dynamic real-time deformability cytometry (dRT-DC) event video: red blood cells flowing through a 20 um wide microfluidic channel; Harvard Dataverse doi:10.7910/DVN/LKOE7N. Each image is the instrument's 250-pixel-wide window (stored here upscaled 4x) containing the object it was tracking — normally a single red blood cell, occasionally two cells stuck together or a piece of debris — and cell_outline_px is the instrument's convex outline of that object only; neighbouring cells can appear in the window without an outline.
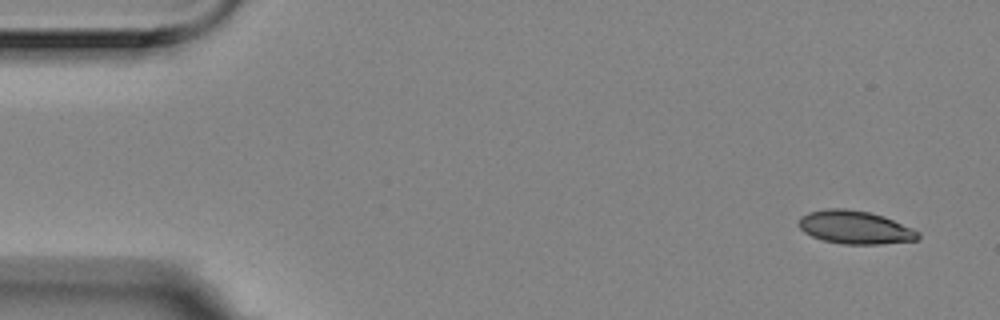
{"species": "Egyptian fruit bat (a non-hibernating species)", "species_latin": "Rousettus aegyptiacus", "temperature_condition": "room temperature", "stored_images_in_passage": 8, "camera_frame_rate_fps": 3000, "um_per_image_px": 0.085, "animal": {"sex": "female"}, "frame": {"image": 1, "passage_image": 1, "time_ms": 0.0, "image_size_px": [1000, 320], "cell_outline_px": [[920, 236], [916, 240], [880, 244], [844, 244], [824, 240], [812, 236], [804, 232], [796, 224], [800, 216], [808, 212], [824, 208], [844, 208], [868, 212], [884, 216], [912, 228], [920, 232]], "centroid_in_image_um": [72.64, 19.31], "position_along_channel_um": 12.4, "area_um2": 23.18}}
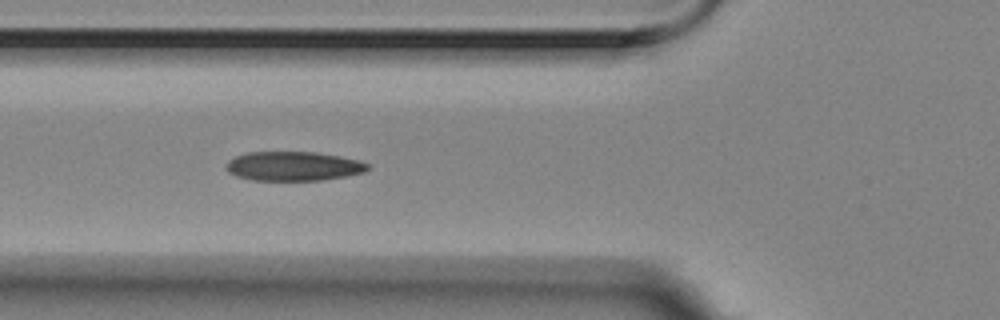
{"frame": {"image": 2, "passage_image": 5, "time_ms": 1.333, "image_size_px": [1000, 320], "cell_outline_px": [[368, 168], [364, 172], [348, 176], [320, 180], [248, 180], [236, 176], [228, 172], [224, 168], [224, 164], [228, 160], [244, 152], [316, 152], [340, 156], [360, 160], [368, 164]], "centroid_in_image_um": [24.89, 14.12], "position_along_channel_um": 100.9, "area_um2": 24.39}}
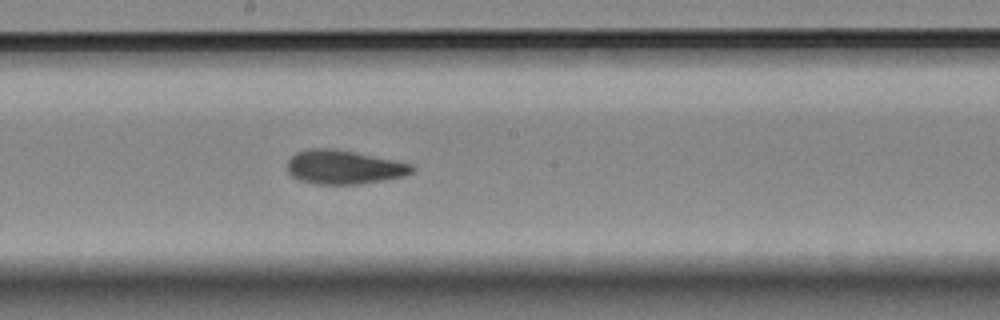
{"frame": {"image": 3, "passage_image": 8, "time_ms": 2.333, "image_size_px": [1000, 320], "cell_outline_px": [[416, 168], [412, 172], [404, 176], [360, 184], [316, 184], [300, 180], [292, 176], [288, 172], [288, 160], [296, 152], [308, 148], [332, 148], [412, 164]], "centroid_in_image_um": [29.2, 14.21], "position_along_channel_um": 219.0, "area_um2": 24.39}}